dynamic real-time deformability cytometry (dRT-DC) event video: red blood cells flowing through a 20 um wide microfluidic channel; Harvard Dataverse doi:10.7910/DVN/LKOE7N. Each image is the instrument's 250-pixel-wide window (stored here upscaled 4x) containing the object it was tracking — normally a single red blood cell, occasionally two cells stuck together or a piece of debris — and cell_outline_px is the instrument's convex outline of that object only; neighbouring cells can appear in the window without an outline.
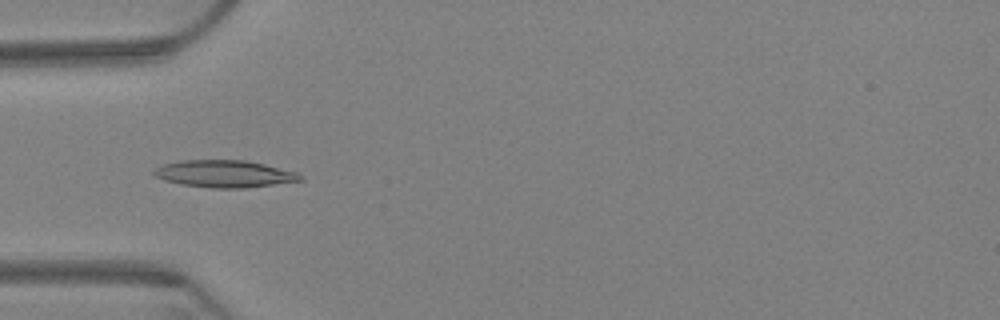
{"species": "Egyptian fruit bat (a non-hibernating species)", "species_latin": "Rousettus aegyptiacus", "temperature_condition": "warm", "stored_images_in_passage": 64, "camera_frame_rate_fps": 3000, "um_per_image_px": 0.085, "animal": {"sex": "female"}, "frame": {"image": 1, "passage_image": 21, "time_ms": 6.667, "image_size_px": [1000, 320], "cell_outline_px": [[304, 180], [244, 188], [212, 188], [180, 184], [164, 180], [156, 176], [152, 172], [156, 168], [164, 164], [180, 160], [244, 160], [264, 164], [296, 172], [304, 176]], "centroid_in_image_um": [19.08, 14.77], "position_along_channel_um": 65.9, "area_um2": 23.06}}
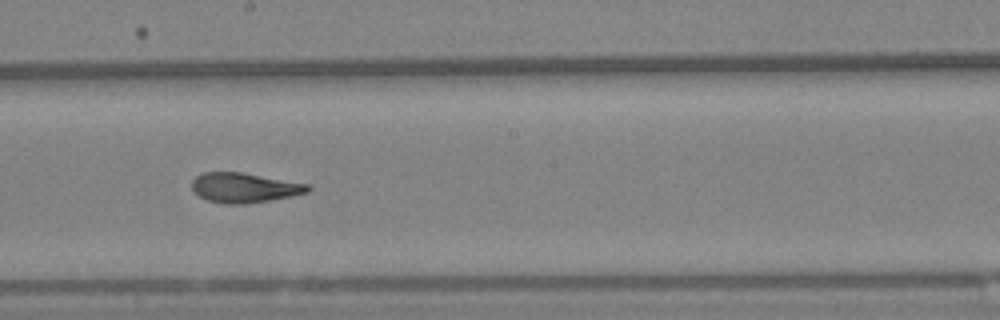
{"frame": {"image": 2, "passage_image": 36, "time_ms": 11.667, "image_size_px": [1000, 320], "cell_outline_px": [[312, 188], [308, 192], [292, 196], [244, 204], [224, 204], [208, 200], [200, 196], [192, 188], [192, 180], [196, 176], [204, 172], [240, 172], [312, 184]], "centroid_in_image_um": [20.81, 15.95], "position_along_channel_um": 227.4, "area_um2": 20.11}}
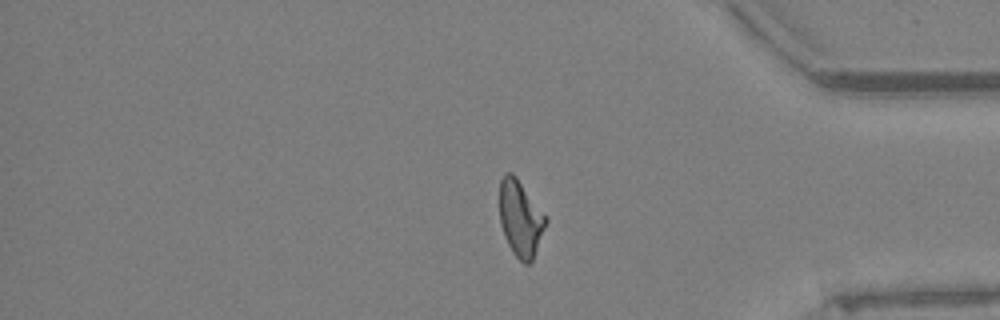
{"frame": {"image": 3, "passage_image": 53, "time_ms": 17.333, "image_size_px": [1000, 320], "cell_outline_px": [[548, 220], [532, 260], [528, 264], [524, 264], [512, 252], [504, 236], [500, 224], [500, 180], [504, 172], [512, 172], [516, 176], [548, 216]], "centroid_in_image_um": [44.24, 18.53], "position_along_channel_um": 391.0, "area_um2": 20.69}, "authors_computed_cell_mechanics": {"area_um2": 20.7213, "velocity_mm_per_s": 3.2617, "shape_relaxation_time_tau1_ms": 8.5134, "shape_relaxation_time_tau2_ms": 1.8649, "deformation_change_tau1": 0.2359, "deformation_change_tau2": 0.1012}}